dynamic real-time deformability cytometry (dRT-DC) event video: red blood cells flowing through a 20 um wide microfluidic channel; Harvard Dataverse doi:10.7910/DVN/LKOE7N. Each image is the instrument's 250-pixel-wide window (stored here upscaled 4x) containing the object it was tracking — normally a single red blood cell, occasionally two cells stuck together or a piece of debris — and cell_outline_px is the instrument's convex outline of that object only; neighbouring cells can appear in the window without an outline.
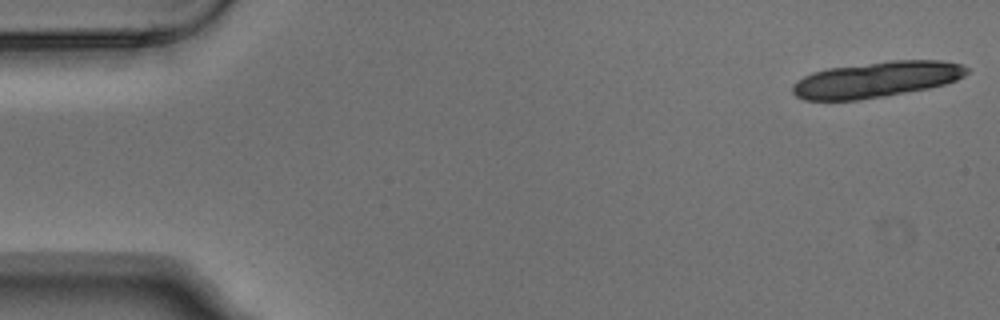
{"species": "Egyptian fruit bat (a non-hibernating species)", "species_latin": "Rousettus aegyptiacus", "temperature_condition": "warm", "stored_images_in_passage": 5, "camera_frame_rate_fps": 3000, "um_per_image_px": 0.085, "animal": {"sex": "male"}, "frame": {"image": 1, "passage_image": 1, "time_ms": 0.0, "image_size_px": [1000, 320], "cell_outline_px": [[968, 72], [964, 76], [956, 80], [944, 84], [928, 88], [884, 96], [856, 100], [804, 100], [796, 96], [792, 92], [792, 84], [796, 80], [812, 72], [828, 68], [888, 60], [944, 60], [964, 64], [968, 68]], "centroid_in_image_um": [74.49, 6.74], "position_along_channel_um": 10.5, "area_um2": 36.59}}